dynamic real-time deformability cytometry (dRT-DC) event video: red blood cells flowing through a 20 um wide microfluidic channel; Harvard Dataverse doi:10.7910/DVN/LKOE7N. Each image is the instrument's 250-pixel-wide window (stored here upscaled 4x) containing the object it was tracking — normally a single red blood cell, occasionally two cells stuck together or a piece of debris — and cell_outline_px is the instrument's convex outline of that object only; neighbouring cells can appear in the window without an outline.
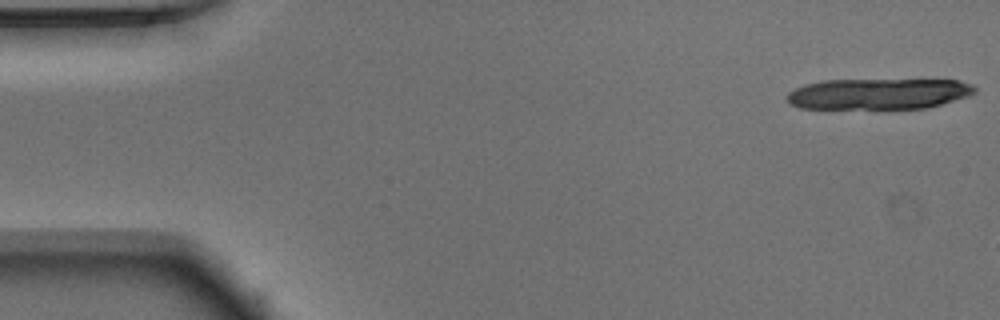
{"species": "Egyptian fruit bat (a non-hibernating species)", "species_latin": "Rousettus aegyptiacus", "temperature_condition": "warm", "stored_images_in_passage": 9, "camera_frame_rate_fps": 3000, "um_per_image_px": 0.085, "animal": {"sex": "male"}, "frame": {"image": 1, "passage_image": 1, "time_ms": 0.0, "image_size_px": [1000, 320], "cell_outline_px": [[976, 92], [968, 96], [928, 108], [888, 112], [880, 112], [800, 108], [788, 104], [788, 92], [804, 84], [824, 80], [960, 80], [972, 84], [976, 88]], "centroid_in_image_um": [74.65, 8.04], "position_along_channel_um": 10.3, "area_um2": 35.72}}